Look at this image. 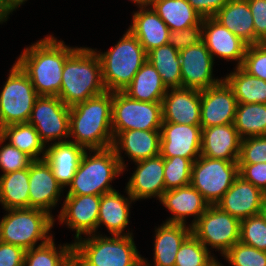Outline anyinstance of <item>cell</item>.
Listing matches in <instances>:
<instances>
[{"label": "cell", "mask_w": 266, "mask_h": 266, "mask_svg": "<svg viewBox=\"0 0 266 266\" xmlns=\"http://www.w3.org/2000/svg\"><path fill=\"white\" fill-rule=\"evenodd\" d=\"M76 48L50 34L23 49L15 63L28 76L39 96H58L64 63Z\"/></svg>", "instance_id": "6da1fadb"}, {"label": "cell", "mask_w": 266, "mask_h": 266, "mask_svg": "<svg viewBox=\"0 0 266 266\" xmlns=\"http://www.w3.org/2000/svg\"><path fill=\"white\" fill-rule=\"evenodd\" d=\"M113 140L112 92L105 91L70 107L69 141L92 150L110 148Z\"/></svg>", "instance_id": "7a4b0ae2"}, {"label": "cell", "mask_w": 266, "mask_h": 266, "mask_svg": "<svg viewBox=\"0 0 266 266\" xmlns=\"http://www.w3.org/2000/svg\"><path fill=\"white\" fill-rule=\"evenodd\" d=\"M105 91L97 53L89 47H77L64 63L58 97L71 107Z\"/></svg>", "instance_id": "3957f363"}, {"label": "cell", "mask_w": 266, "mask_h": 266, "mask_svg": "<svg viewBox=\"0 0 266 266\" xmlns=\"http://www.w3.org/2000/svg\"><path fill=\"white\" fill-rule=\"evenodd\" d=\"M84 237L73 243L76 266H138L142 262L134 235L103 236L99 233Z\"/></svg>", "instance_id": "277c9868"}, {"label": "cell", "mask_w": 266, "mask_h": 266, "mask_svg": "<svg viewBox=\"0 0 266 266\" xmlns=\"http://www.w3.org/2000/svg\"><path fill=\"white\" fill-rule=\"evenodd\" d=\"M121 174L123 169L112 147L86 150L66 195L102 196L116 190L110 183Z\"/></svg>", "instance_id": "5b68a950"}, {"label": "cell", "mask_w": 266, "mask_h": 266, "mask_svg": "<svg viewBox=\"0 0 266 266\" xmlns=\"http://www.w3.org/2000/svg\"><path fill=\"white\" fill-rule=\"evenodd\" d=\"M94 50L100 58L104 86L110 92L123 91L147 61V52L129 29L111 49Z\"/></svg>", "instance_id": "8992f818"}, {"label": "cell", "mask_w": 266, "mask_h": 266, "mask_svg": "<svg viewBox=\"0 0 266 266\" xmlns=\"http://www.w3.org/2000/svg\"><path fill=\"white\" fill-rule=\"evenodd\" d=\"M5 211L6 214L0 220L1 242L19 246L26 251L54 237L50 231L54 227L55 219L48 212L36 208Z\"/></svg>", "instance_id": "52a82bcc"}, {"label": "cell", "mask_w": 266, "mask_h": 266, "mask_svg": "<svg viewBox=\"0 0 266 266\" xmlns=\"http://www.w3.org/2000/svg\"><path fill=\"white\" fill-rule=\"evenodd\" d=\"M38 97L28 76L14 63L0 92V128L28 123Z\"/></svg>", "instance_id": "ba28073f"}, {"label": "cell", "mask_w": 266, "mask_h": 266, "mask_svg": "<svg viewBox=\"0 0 266 266\" xmlns=\"http://www.w3.org/2000/svg\"><path fill=\"white\" fill-rule=\"evenodd\" d=\"M161 102H143L123 91L112 92V132L115 137L127 130H161Z\"/></svg>", "instance_id": "9c48e42d"}, {"label": "cell", "mask_w": 266, "mask_h": 266, "mask_svg": "<svg viewBox=\"0 0 266 266\" xmlns=\"http://www.w3.org/2000/svg\"><path fill=\"white\" fill-rule=\"evenodd\" d=\"M238 176V162L200 155L192 164L191 185L209 205H216Z\"/></svg>", "instance_id": "30bf717a"}, {"label": "cell", "mask_w": 266, "mask_h": 266, "mask_svg": "<svg viewBox=\"0 0 266 266\" xmlns=\"http://www.w3.org/2000/svg\"><path fill=\"white\" fill-rule=\"evenodd\" d=\"M240 223L239 219L221 210L217 205H209L192 226V234L208 250L216 249L215 252L220 251L223 256L239 242Z\"/></svg>", "instance_id": "8fae6325"}, {"label": "cell", "mask_w": 266, "mask_h": 266, "mask_svg": "<svg viewBox=\"0 0 266 266\" xmlns=\"http://www.w3.org/2000/svg\"><path fill=\"white\" fill-rule=\"evenodd\" d=\"M28 123L45 145L69 141L70 107L58 96H39Z\"/></svg>", "instance_id": "7c38bea8"}, {"label": "cell", "mask_w": 266, "mask_h": 266, "mask_svg": "<svg viewBox=\"0 0 266 266\" xmlns=\"http://www.w3.org/2000/svg\"><path fill=\"white\" fill-rule=\"evenodd\" d=\"M57 220L75 231L74 241L82 235L99 234L97 221L101 196L66 195Z\"/></svg>", "instance_id": "4fadbf2b"}, {"label": "cell", "mask_w": 266, "mask_h": 266, "mask_svg": "<svg viewBox=\"0 0 266 266\" xmlns=\"http://www.w3.org/2000/svg\"><path fill=\"white\" fill-rule=\"evenodd\" d=\"M182 87L204 90L223 80L213 74L214 59L202 42L179 51Z\"/></svg>", "instance_id": "5bb4252c"}, {"label": "cell", "mask_w": 266, "mask_h": 266, "mask_svg": "<svg viewBox=\"0 0 266 266\" xmlns=\"http://www.w3.org/2000/svg\"><path fill=\"white\" fill-rule=\"evenodd\" d=\"M160 155L180 156L194 162L201 155V125L162 122Z\"/></svg>", "instance_id": "9a60e30c"}, {"label": "cell", "mask_w": 266, "mask_h": 266, "mask_svg": "<svg viewBox=\"0 0 266 266\" xmlns=\"http://www.w3.org/2000/svg\"><path fill=\"white\" fill-rule=\"evenodd\" d=\"M237 104L232 88L224 79L201 90V128L234 123Z\"/></svg>", "instance_id": "2e32d148"}, {"label": "cell", "mask_w": 266, "mask_h": 266, "mask_svg": "<svg viewBox=\"0 0 266 266\" xmlns=\"http://www.w3.org/2000/svg\"><path fill=\"white\" fill-rule=\"evenodd\" d=\"M64 190L44 159L31 162L29 165V208L41 209L53 216L52 209L58 205Z\"/></svg>", "instance_id": "e0dca14e"}, {"label": "cell", "mask_w": 266, "mask_h": 266, "mask_svg": "<svg viewBox=\"0 0 266 266\" xmlns=\"http://www.w3.org/2000/svg\"><path fill=\"white\" fill-rule=\"evenodd\" d=\"M134 163L137 167L129 178L125 190L135 201L152 197L160 200L165 192L164 158L159 154Z\"/></svg>", "instance_id": "ac0fdd59"}, {"label": "cell", "mask_w": 266, "mask_h": 266, "mask_svg": "<svg viewBox=\"0 0 266 266\" xmlns=\"http://www.w3.org/2000/svg\"><path fill=\"white\" fill-rule=\"evenodd\" d=\"M203 43L215 57L235 61L241 67L247 44L218 22L214 17L203 18Z\"/></svg>", "instance_id": "d6986e66"}, {"label": "cell", "mask_w": 266, "mask_h": 266, "mask_svg": "<svg viewBox=\"0 0 266 266\" xmlns=\"http://www.w3.org/2000/svg\"><path fill=\"white\" fill-rule=\"evenodd\" d=\"M160 130H127L119 132L113 140L112 148L125 172L126 164L122 157L128 156L133 163L155 157L160 154ZM123 151V152H122Z\"/></svg>", "instance_id": "ffe728a7"}, {"label": "cell", "mask_w": 266, "mask_h": 266, "mask_svg": "<svg viewBox=\"0 0 266 266\" xmlns=\"http://www.w3.org/2000/svg\"><path fill=\"white\" fill-rule=\"evenodd\" d=\"M161 104L163 122L200 125V90L184 87L168 89Z\"/></svg>", "instance_id": "44dd1931"}, {"label": "cell", "mask_w": 266, "mask_h": 266, "mask_svg": "<svg viewBox=\"0 0 266 266\" xmlns=\"http://www.w3.org/2000/svg\"><path fill=\"white\" fill-rule=\"evenodd\" d=\"M159 202L172 213V216L166 219V223L185 224L190 227L209 206L202 194L191 184L165 191ZM192 216L193 220L188 224L186 220Z\"/></svg>", "instance_id": "7402d4cb"}, {"label": "cell", "mask_w": 266, "mask_h": 266, "mask_svg": "<svg viewBox=\"0 0 266 266\" xmlns=\"http://www.w3.org/2000/svg\"><path fill=\"white\" fill-rule=\"evenodd\" d=\"M264 196L260 189L238 176L216 205L241 221L260 214Z\"/></svg>", "instance_id": "603a6c76"}, {"label": "cell", "mask_w": 266, "mask_h": 266, "mask_svg": "<svg viewBox=\"0 0 266 266\" xmlns=\"http://www.w3.org/2000/svg\"><path fill=\"white\" fill-rule=\"evenodd\" d=\"M241 140L233 123L202 128L201 155L238 162Z\"/></svg>", "instance_id": "cb8c5ba5"}, {"label": "cell", "mask_w": 266, "mask_h": 266, "mask_svg": "<svg viewBox=\"0 0 266 266\" xmlns=\"http://www.w3.org/2000/svg\"><path fill=\"white\" fill-rule=\"evenodd\" d=\"M127 196L115 190L101 196L97 231L100 226L105 225L109 235L113 236H126L133 235L132 231L125 229L130 223V206L132 202H136L132 196L127 192ZM125 230V231H124Z\"/></svg>", "instance_id": "d4e9b609"}, {"label": "cell", "mask_w": 266, "mask_h": 266, "mask_svg": "<svg viewBox=\"0 0 266 266\" xmlns=\"http://www.w3.org/2000/svg\"><path fill=\"white\" fill-rule=\"evenodd\" d=\"M192 233V227L185 224L166 223L155 227L154 266H175L176 255L181 244ZM142 262L147 266H153L142 257Z\"/></svg>", "instance_id": "484cf974"}, {"label": "cell", "mask_w": 266, "mask_h": 266, "mask_svg": "<svg viewBox=\"0 0 266 266\" xmlns=\"http://www.w3.org/2000/svg\"><path fill=\"white\" fill-rule=\"evenodd\" d=\"M128 29L137 37L147 53L168 44L170 29L151 6L135 11Z\"/></svg>", "instance_id": "4316f807"}, {"label": "cell", "mask_w": 266, "mask_h": 266, "mask_svg": "<svg viewBox=\"0 0 266 266\" xmlns=\"http://www.w3.org/2000/svg\"><path fill=\"white\" fill-rule=\"evenodd\" d=\"M85 151L84 147L71 141L46 146L44 160L63 189L71 183Z\"/></svg>", "instance_id": "83f0119b"}, {"label": "cell", "mask_w": 266, "mask_h": 266, "mask_svg": "<svg viewBox=\"0 0 266 266\" xmlns=\"http://www.w3.org/2000/svg\"><path fill=\"white\" fill-rule=\"evenodd\" d=\"M214 18L247 45L261 43L255 37L253 17L247 0H230Z\"/></svg>", "instance_id": "f1b7e54d"}, {"label": "cell", "mask_w": 266, "mask_h": 266, "mask_svg": "<svg viewBox=\"0 0 266 266\" xmlns=\"http://www.w3.org/2000/svg\"><path fill=\"white\" fill-rule=\"evenodd\" d=\"M167 90L158 71L147 60L123 92L138 101L162 102Z\"/></svg>", "instance_id": "f546056e"}, {"label": "cell", "mask_w": 266, "mask_h": 266, "mask_svg": "<svg viewBox=\"0 0 266 266\" xmlns=\"http://www.w3.org/2000/svg\"><path fill=\"white\" fill-rule=\"evenodd\" d=\"M150 6L170 31L183 30L197 25L203 20L187 0H152Z\"/></svg>", "instance_id": "4dcf8cb0"}, {"label": "cell", "mask_w": 266, "mask_h": 266, "mask_svg": "<svg viewBox=\"0 0 266 266\" xmlns=\"http://www.w3.org/2000/svg\"><path fill=\"white\" fill-rule=\"evenodd\" d=\"M0 204L4 210L29 208V168L0 176Z\"/></svg>", "instance_id": "1f68e13d"}, {"label": "cell", "mask_w": 266, "mask_h": 266, "mask_svg": "<svg viewBox=\"0 0 266 266\" xmlns=\"http://www.w3.org/2000/svg\"><path fill=\"white\" fill-rule=\"evenodd\" d=\"M0 136L32 160L44 159L46 145L33 125L29 123L8 125L0 128Z\"/></svg>", "instance_id": "d6a6232c"}, {"label": "cell", "mask_w": 266, "mask_h": 266, "mask_svg": "<svg viewBox=\"0 0 266 266\" xmlns=\"http://www.w3.org/2000/svg\"><path fill=\"white\" fill-rule=\"evenodd\" d=\"M223 79L232 88L237 103L266 104V81L248 74L241 67H235Z\"/></svg>", "instance_id": "836d02e7"}, {"label": "cell", "mask_w": 266, "mask_h": 266, "mask_svg": "<svg viewBox=\"0 0 266 266\" xmlns=\"http://www.w3.org/2000/svg\"><path fill=\"white\" fill-rule=\"evenodd\" d=\"M55 239L25 251L24 266H71L73 242L56 246Z\"/></svg>", "instance_id": "e575fe53"}, {"label": "cell", "mask_w": 266, "mask_h": 266, "mask_svg": "<svg viewBox=\"0 0 266 266\" xmlns=\"http://www.w3.org/2000/svg\"><path fill=\"white\" fill-rule=\"evenodd\" d=\"M147 60L161 76L167 89L182 87L179 51L170 44L152 49Z\"/></svg>", "instance_id": "d590c367"}, {"label": "cell", "mask_w": 266, "mask_h": 266, "mask_svg": "<svg viewBox=\"0 0 266 266\" xmlns=\"http://www.w3.org/2000/svg\"><path fill=\"white\" fill-rule=\"evenodd\" d=\"M233 124L242 139L266 136V104L238 103Z\"/></svg>", "instance_id": "8d00e7d4"}, {"label": "cell", "mask_w": 266, "mask_h": 266, "mask_svg": "<svg viewBox=\"0 0 266 266\" xmlns=\"http://www.w3.org/2000/svg\"><path fill=\"white\" fill-rule=\"evenodd\" d=\"M214 255L192 233L181 244L175 266H210Z\"/></svg>", "instance_id": "74e56055"}, {"label": "cell", "mask_w": 266, "mask_h": 266, "mask_svg": "<svg viewBox=\"0 0 266 266\" xmlns=\"http://www.w3.org/2000/svg\"><path fill=\"white\" fill-rule=\"evenodd\" d=\"M193 162L184 157L164 158L165 191L191 184Z\"/></svg>", "instance_id": "f35d334b"}, {"label": "cell", "mask_w": 266, "mask_h": 266, "mask_svg": "<svg viewBox=\"0 0 266 266\" xmlns=\"http://www.w3.org/2000/svg\"><path fill=\"white\" fill-rule=\"evenodd\" d=\"M222 257L230 266H266V251L242 242L235 243Z\"/></svg>", "instance_id": "ab89813d"}, {"label": "cell", "mask_w": 266, "mask_h": 266, "mask_svg": "<svg viewBox=\"0 0 266 266\" xmlns=\"http://www.w3.org/2000/svg\"><path fill=\"white\" fill-rule=\"evenodd\" d=\"M239 241L266 251V221L261 214L241 220Z\"/></svg>", "instance_id": "60d3db41"}, {"label": "cell", "mask_w": 266, "mask_h": 266, "mask_svg": "<svg viewBox=\"0 0 266 266\" xmlns=\"http://www.w3.org/2000/svg\"><path fill=\"white\" fill-rule=\"evenodd\" d=\"M0 145V169L2 170V175L29 168L33 160L28 155L7 143L1 136Z\"/></svg>", "instance_id": "b9f144b4"}, {"label": "cell", "mask_w": 266, "mask_h": 266, "mask_svg": "<svg viewBox=\"0 0 266 266\" xmlns=\"http://www.w3.org/2000/svg\"><path fill=\"white\" fill-rule=\"evenodd\" d=\"M241 68L266 81V43L247 45Z\"/></svg>", "instance_id": "7bdbcfd3"}, {"label": "cell", "mask_w": 266, "mask_h": 266, "mask_svg": "<svg viewBox=\"0 0 266 266\" xmlns=\"http://www.w3.org/2000/svg\"><path fill=\"white\" fill-rule=\"evenodd\" d=\"M266 163V136L248 137L241 140L238 164Z\"/></svg>", "instance_id": "ee69618b"}, {"label": "cell", "mask_w": 266, "mask_h": 266, "mask_svg": "<svg viewBox=\"0 0 266 266\" xmlns=\"http://www.w3.org/2000/svg\"><path fill=\"white\" fill-rule=\"evenodd\" d=\"M202 38L203 20L192 27L183 30L170 31L168 44H170L174 49L180 51L202 42Z\"/></svg>", "instance_id": "f6af8a7d"}, {"label": "cell", "mask_w": 266, "mask_h": 266, "mask_svg": "<svg viewBox=\"0 0 266 266\" xmlns=\"http://www.w3.org/2000/svg\"><path fill=\"white\" fill-rule=\"evenodd\" d=\"M239 176L266 194V163L238 164Z\"/></svg>", "instance_id": "bcb514c9"}, {"label": "cell", "mask_w": 266, "mask_h": 266, "mask_svg": "<svg viewBox=\"0 0 266 266\" xmlns=\"http://www.w3.org/2000/svg\"><path fill=\"white\" fill-rule=\"evenodd\" d=\"M255 28V37L266 43V0H247Z\"/></svg>", "instance_id": "7dc6e473"}, {"label": "cell", "mask_w": 266, "mask_h": 266, "mask_svg": "<svg viewBox=\"0 0 266 266\" xmlns=\"http://www.w3.org/2000/svg\"><path fill=\"white\" fill-rule=\"evenodd\" d=\"M25 250L0 241V266H24Z\"/></svg>", "instance_id": "c3c4849f"}, {"label": "cell", "mask_w": 266, "mask_h": 266, "mask_svg": "<svg viewBox=\"0 0 266 266\" xmlns=\"http://www.w3.org/2000/svg\"><path fill=\"white\" fill-rule=\"evenodd\" d=\"M202 18L214 17L230 0H187Z\"/></svg>", "instance_id": "681fc988"}, {"label": "cell", "mask_w": 266, "mask_h": 266, "mask_svg": "<svg viewBox=\"0 0 266 266\" xmlns=\"http://www.w3.org/2000/svg\"><path fill=\"white\" fill-rule=\"evenodd\" d=\"M4 9L8 14H12L13 11H16L22 4L26 3L27 0H1Z\"/></svg>", "instance_id": "f907efd6"}, {"label": "cell", "mask_w": 266, "mask_h": 266, "mask_svg": "<svg viewBox=\"0 0 266 266\" xmlns=\"http://www.w3.org/2000/svg\"><path fill=\"white\" fill-rule=\"evenodd\" d=\"M9 18L8 12L4 9L2 2L0 0V24L3 22L8 21L7 19Z\"/></svg>", "instance_id": "816d5d0a"}, {"label": "cell", "mask_w": 266, "mask_h": 266, "mask_svg": "<svg viewBox=\"0 0 266 266\" xmlns=\"http://www.w3.org/2000/svg\"><path fill=\"white\" fill-rule=\"evenodd\" d=\"M137 5V8L148 7L151 5L152 0H130Z\"/></svg>", "instance_id": "f5cc1de1"}, {"label": "cell", "mask_w": 266, "mask_h": 266, "mask_svg": "<svg viewBox=\"0 0 266 266\" xmlns=\"http://www.w3.org/2000/svg\"><path fill=\"white\" fill-rule=\"evenodd\" d=\"M260 214L263 216V218L266 221V194H265L264 199H263V202H262V207H261Z\"/></svg>", "instance_id": "db71d44e"}, {"label": "cell", "mask_w": 266, "mask_h": 266, "mask_svg": "<svg viewBox=\"0 0 266 266\" xmlns=\"http://www.w3.org/2000/svg\"><path fill=\"white\" fill-rule=\"evenodd\" d=\"M138 266H147L143 262H141Z\"/></svg>", "instance_id": "11a10c76"}]
</instances>
